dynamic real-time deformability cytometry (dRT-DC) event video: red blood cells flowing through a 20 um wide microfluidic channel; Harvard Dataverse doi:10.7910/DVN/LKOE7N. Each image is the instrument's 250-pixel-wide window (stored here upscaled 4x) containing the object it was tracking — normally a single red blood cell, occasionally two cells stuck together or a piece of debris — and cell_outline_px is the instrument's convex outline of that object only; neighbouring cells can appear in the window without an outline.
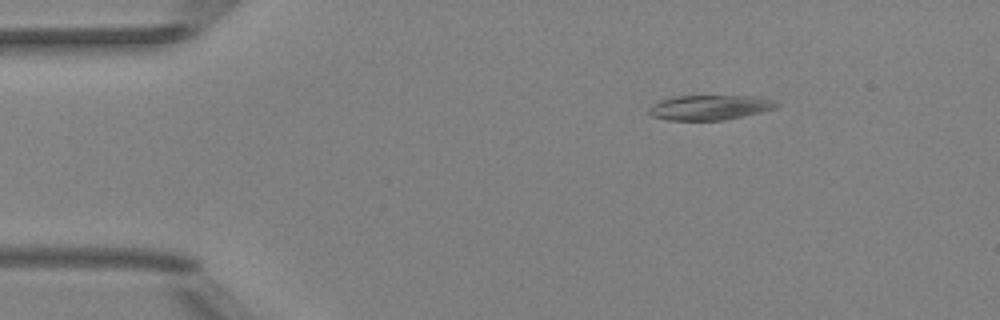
{"species": "Egyptian fruit bat (a non-hibernating species)", "species_latin": "Rousettus aegyptiacus", "temperature_condition": "room temperature", "stored_images_in_passage": 2, "camera_frame_rate_fps": 3000, "um_per_image_px": 0.085, "animal": {"sex": "female"}, "frame": {"image": 1, "passage_image": 1, "time_ms": 0.0, "image_size_px": [1000, 320], "cell_outline_px": [[780, 104], [776, 108], [744, 116], [724, 120], [668, 120], [652, 116], [648, 112], [648, 108], [652, 104], [660, 100], [672, 96], [756, 96], [772, 100]], "centroid_in_image_um": [60.3, 9.13], "position_along_channel_um": 24.7, "area_um2": 18.55}}